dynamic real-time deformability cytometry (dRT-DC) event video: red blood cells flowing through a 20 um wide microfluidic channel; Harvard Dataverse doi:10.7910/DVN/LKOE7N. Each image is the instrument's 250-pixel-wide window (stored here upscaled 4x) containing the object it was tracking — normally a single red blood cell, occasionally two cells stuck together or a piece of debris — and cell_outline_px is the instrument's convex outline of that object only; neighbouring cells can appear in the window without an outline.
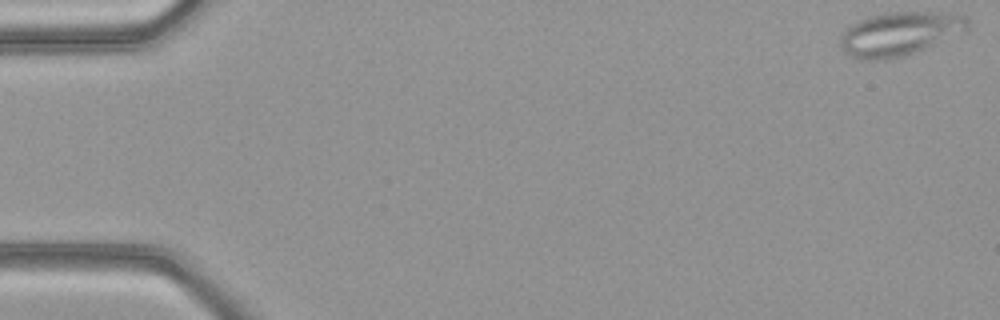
{"species": "common noctule bat (a hibernating species)", "species_latin": "Nyctalus noctula", "temperature_condition": "warm", "stored_images_in_passage": 11, "camera_frame_rate_fps": 3000, "um_per_image_px": 0.085, "animal": {"sex": "female", "body_mass_g": 21.9}, "frame": {"image": 1, "passage_image": 1, "time_ms": 0.0, "image_size_px": [1000, 320], "cell_outline_px": [[968, 32], [904, 56], [884, 60], [860, 60], [844, 52], [840, 44], [840, 36], [852, 24], [868, 16], [892, 12], [940, 12], [960, 16], [968, 20]], "centroid_in_image_um": [76.48, 2.88], "position_along_channel_um": 8.5, "area_um2": 32.43}}